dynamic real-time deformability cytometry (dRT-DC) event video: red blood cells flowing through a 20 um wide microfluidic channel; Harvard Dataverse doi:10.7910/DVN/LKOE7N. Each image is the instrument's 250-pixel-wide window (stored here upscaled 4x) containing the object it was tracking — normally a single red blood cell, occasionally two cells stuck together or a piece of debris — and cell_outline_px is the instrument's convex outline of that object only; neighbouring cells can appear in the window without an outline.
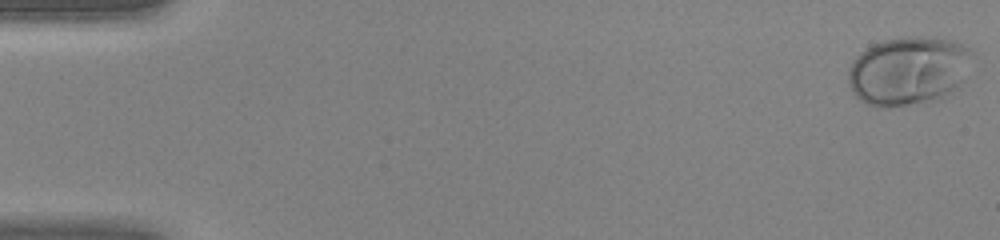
{"species": "human", "species_latin": "Homo sapiens", "temperature_condition": "warm", "stored_images_in_passage": 45, "camera_frame_rate_fps": 3000, "um_per_image_px": 0.085, "donor": {"sex": "female"}, "frame": {"image": 1, "passage_image": 1, "time_ms": 0.0, "image_size_px": [1000, 240], "cell_outline_px": [[972, 52], [964, 80], [956, 88], [948, 92], [936, 96], [904, 104], [884, 108], [868, 104], [860, 100], [852, 92], [848, 80], [848, 72], [852, 60], [860, 52], [872, 44], [884, 40], [948, 40], [960, 44], [968, 48]], "centroid_in_image_um": [77.13, 6.03], "position_along_channel_um": 7.9, "area_um2": 47.45}}
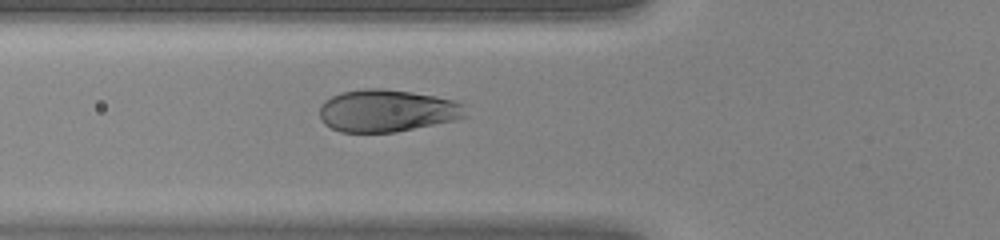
{"frame": {"image": 2, "passage_image": 17, "time_ms": 5.333, "image_size_px": [1000, 240], "cell_outline_px": [[468, 116], [452, 120], [396, 132], [340, 132], [324, 124], [320, 116], [320, 108], [324, 100], [340, 92], [364, 88], [380, 88], [412, 92], [436, 96], [452, 100], [464, 104]], "centroid_in_image_um": [32.88, 9.4], "position_along_channel_um": 92.9, "area_um2": 35.95}}
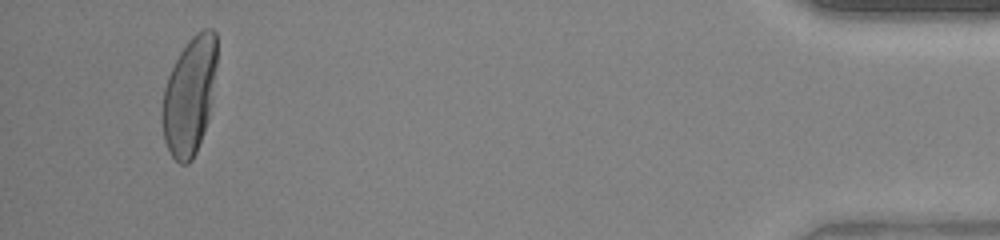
{"frame": {"image": 3, "passage_image": 43, "time_ms": 14.0, "image_size_px": [1000, 240], "cell_outline_px": [[216, 64], [208, 120], [196, 152], [192, 160], [188, 164], [180, 164], [172, 156], [164, 140], [160, 112], [164, 88], [168, 76], [180, 52], [188, 40], [192, 36], [204, 28], [212, 28], [216, 32]], "centroid_in_image_um": [16.08, 8.15], "position_along_channel_um": 419.1, "area_um2": 37.4}}